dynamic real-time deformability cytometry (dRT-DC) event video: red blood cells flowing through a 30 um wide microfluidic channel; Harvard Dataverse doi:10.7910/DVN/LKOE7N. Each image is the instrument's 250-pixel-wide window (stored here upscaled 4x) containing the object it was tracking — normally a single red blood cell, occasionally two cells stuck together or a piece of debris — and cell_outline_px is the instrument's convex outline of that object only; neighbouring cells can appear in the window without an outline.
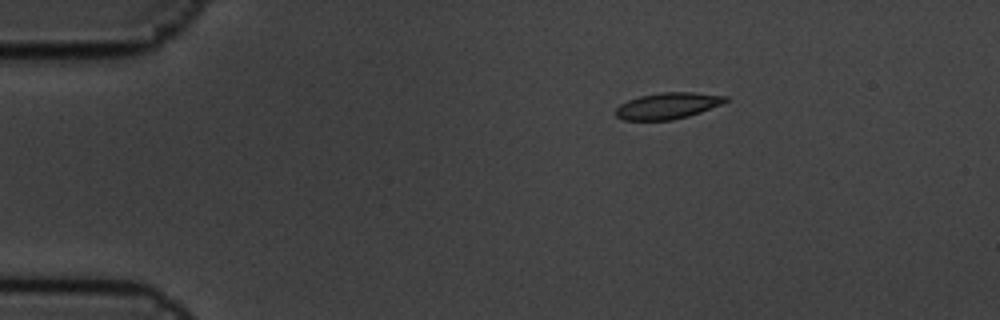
{"species": "common noctule bat (a hibernating species)", "species_latin": "Nyctalus noctula", "temperature_condition": "cold", "stored_images_in_passage": 10, "camera_frame_rate_fps": 3000, "um_per_image_px": 0.085, "animal": {"sex": "male", "body_mass_g": 19.5, "forearm_length_mm": 54.6}, "frame": {"image": 1, "passage_image": 1, "time_ms": 0.0, "image_size_px": [1000, 320], "cell_outline_px": [[728, 100], [720, 104], [700, 112], [688, 116], [672, 120], [624, 120], [616, 116], [616, 108], [620, 104], [628, 100], [640, 96], [660, 92], [692, 92], [728, 96]], "centroid_in_image_um": [56.73, 8.99], "position_along_channel_um": 28.3, "area_um2": 16.7}}
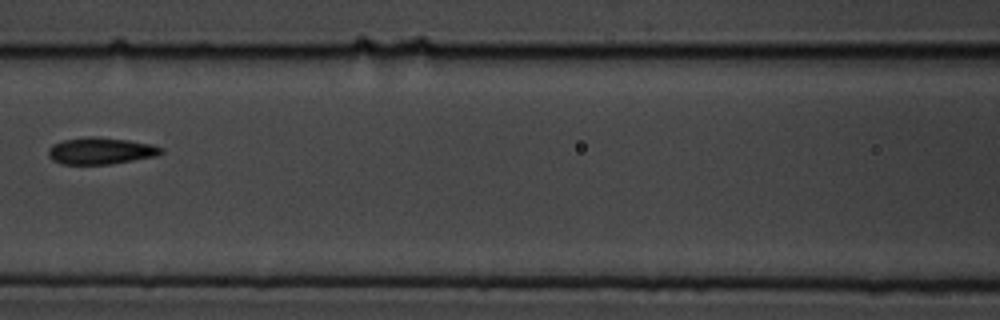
{"frame": {"image": 2, "passage_image": 6, "time_ms": 1.667, "image_size_px": [1000, 320], "cell_outline_px": [[164, 152], [156, 156], [112, 164], [60, 164], [52, 160], [48, 156], [48, 148], [52, 144], [64, 140], [88, 136], [96, 136], [128, 140], [152, 144], [164, 148]], "centroid_in_image_um": [8.56, 12.82], "position_along_channel_um": 158.0, "area_um2": 17.8}}
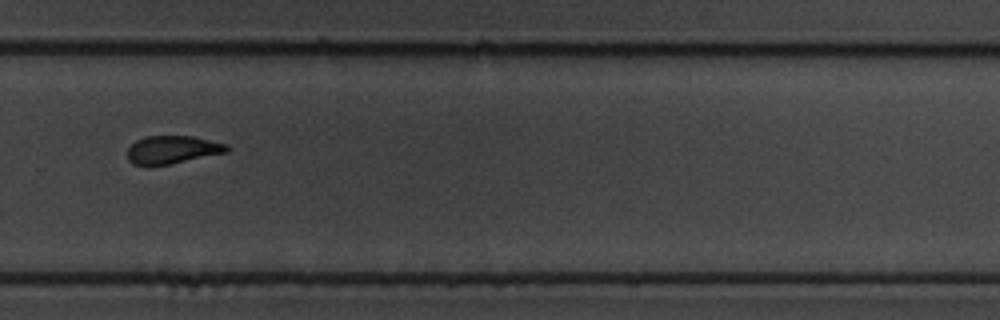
{"frame": {"image": 3, "passage_image": 10, "time_ms": 3.0, "image_size_px": [1000, 320], "cell_outline_px": [[232, 148], [228, 152], [168, 164], [132, 164], [128, 160], [128, 148], [136, 140], [144, 136], [192, 136], [228, 144]], "centroid_in_image_um": [14.69, 12.7], "position_along_channel_um": 315.1, "area_um2": 16.07}}